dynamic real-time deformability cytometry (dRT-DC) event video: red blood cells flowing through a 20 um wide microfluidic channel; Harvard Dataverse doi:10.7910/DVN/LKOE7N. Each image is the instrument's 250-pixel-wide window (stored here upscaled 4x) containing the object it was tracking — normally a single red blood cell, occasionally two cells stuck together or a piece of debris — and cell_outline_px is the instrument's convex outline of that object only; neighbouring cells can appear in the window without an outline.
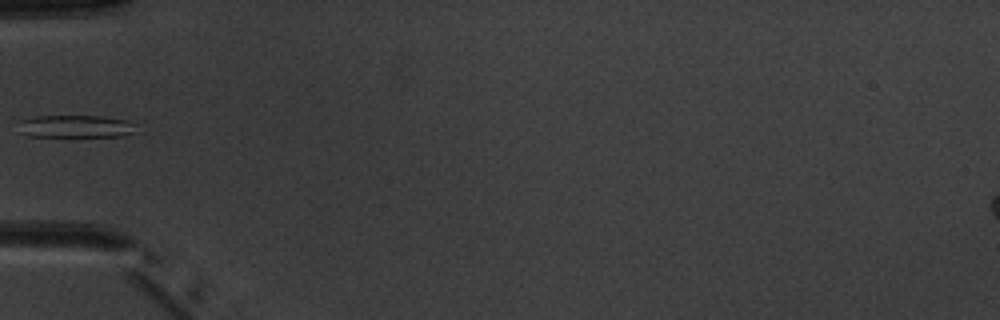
{"species": "common noctule bat (a hibernating species)", "species_latin": "Nyctalus noctula", "temperature_condition": "warm", "stored_images_in_passage": 5, "camera_frame_rate_fps": 3000, "um_per_image_px": 0.085, "animal": {"sex": "male", "body_mass_g": 20.1, "forearm_length_mm": 53.5}, "frame": {"image": 1, "passage_image": 4, "time_ms": 4.333, "image_size_px": [1000, 320], "cell_outline_px": [[136, 132], [120, 136], [28, 136], [20, 132], [20, 120], [36, 116], [100, 116], [128, 120], [136, 124]], "centroid_in_image_um": [6.47, 10.74], "position_along_channel_um": 78.5, "area_um2": 15.43}}